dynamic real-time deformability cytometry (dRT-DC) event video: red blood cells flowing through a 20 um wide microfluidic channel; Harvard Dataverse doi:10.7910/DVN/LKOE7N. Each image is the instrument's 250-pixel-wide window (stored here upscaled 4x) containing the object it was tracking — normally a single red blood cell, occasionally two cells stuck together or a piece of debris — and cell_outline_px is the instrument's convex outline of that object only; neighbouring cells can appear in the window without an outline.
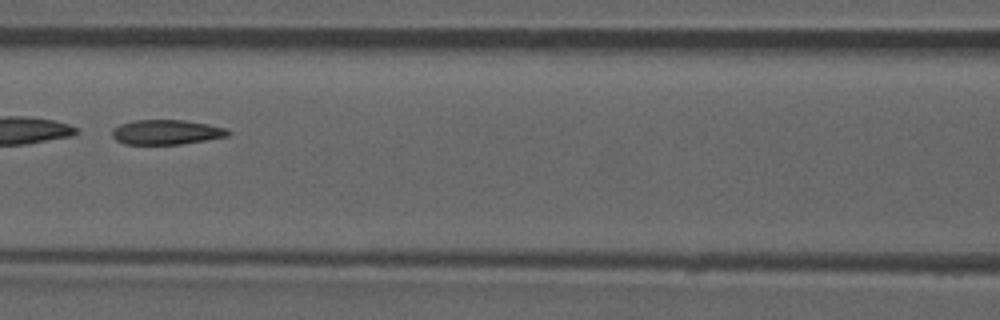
{"species": "common noctule bat (a hibernating species)", "species_latin": "Nyctalus noctula", "temperature_condition": "room temperature", "stored_images_in_passage": 6, "camera_frame_rate_fps": 3000, "um_per_image_px": 0.085, "animal": {"sex": "male", "forearm_length_mm": 52.5}, "frame": {"image": 1, "passage_image": 6, "time_ms": 5.667, "image_size_px": [1000, 320], "cell_outline_px": [[232, 132], [228, 136], [180, 144], [124, 144], [116, 140], [112, 136], [112, 128], [120, 124], [136, 120], [184, 120], [208, 124], [224, 128]], "centroid_in_image_um": [14.11, 11.23], "position_along_channel_um": 152.5, "area_um2": 16.65}}